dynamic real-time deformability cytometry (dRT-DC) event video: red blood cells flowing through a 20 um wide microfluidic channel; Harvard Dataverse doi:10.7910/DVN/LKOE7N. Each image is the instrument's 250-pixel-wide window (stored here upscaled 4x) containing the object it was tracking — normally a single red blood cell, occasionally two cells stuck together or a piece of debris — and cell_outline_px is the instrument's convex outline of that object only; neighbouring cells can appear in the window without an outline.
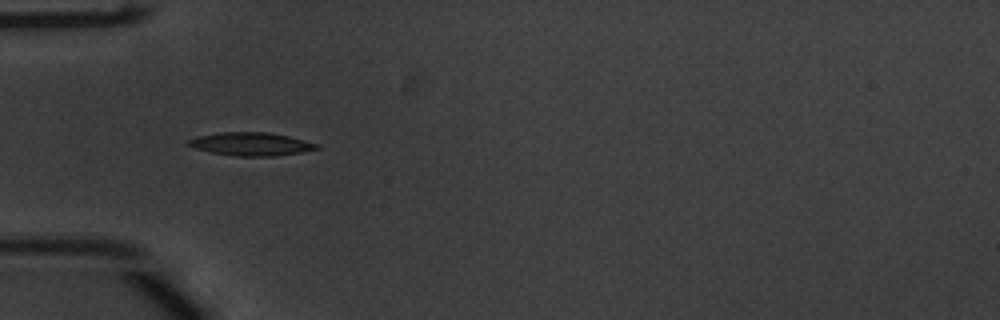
{"species": "common noctule bat (a hibernating species)", "species_latin": "Nyctalus noctula", "temperature_condition": "warm", "stored_images_in_passage": 37, "camera_frame_rate_fps": 3000, "um_per_image_px": 0.085, "animal": {"sex": "male", "body_mass_g": 20.1, "forearm_length_mm": 53.5}, "frame": {"image": 1, "passage_image": 1, "time_ms": 0.0, "image_size_px": [1000, 320], "cell_outline_px": [[320, 148], [300, 152], [276, 156], [236, 156], [212, 152], [196, 148], [184, 144], [188, 140], [196, 136], [220, 132], [268, 132], [288, 136], [320, 144]], "centroid_in_image_um": [21.33, 12.23], "position_along_channel_um": 63.7, "area_um2": 17.34}}
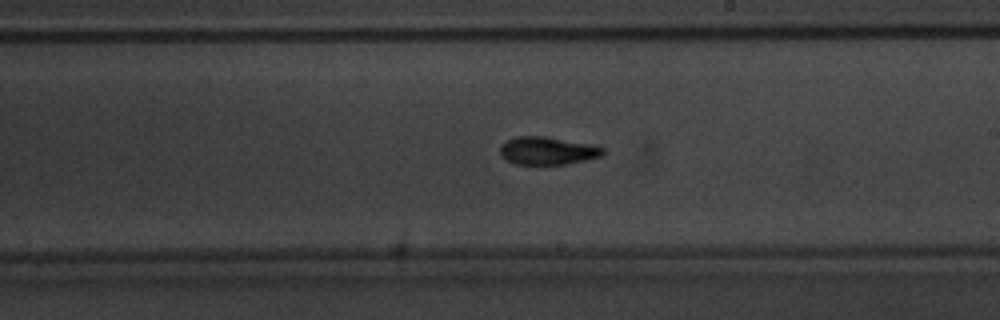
{"frame": {"image": 2, "passage_image": 15, "time_ms": 4.667, "image_size_px": [1000, 320], "cell_outline_px": [[604, 152], [600, 156], [584, 160], [564, 164], [516, 164], [508, 160], [500, 152], [500, 148], [508, 140], [516, 136], [544, 136], [596, 144], [604, 148]], "centroid_in_image_um": [46.59, 12.79], "position_along_channel_um": 242.4, "area_um2": 16.53}}
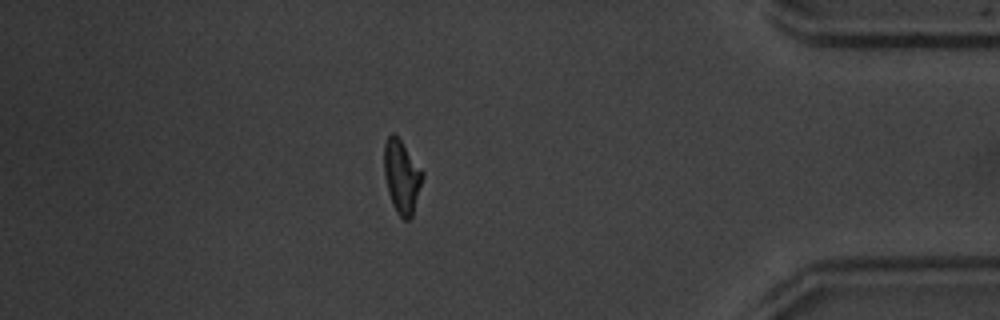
{"frame": {"image": 3, "passage_image": 30, "time_ms": 9.667, "image_size_px": [1000, 320], "cell_outline_px": [[424, 176], [412, 216], [408, 220], [404, 220], [396, 212], [392, 204], [388, 192], [384, 176], [384, 144], [388, 136], [392, 132], [400, 140], [424, 172]], "centroid_in_image_um": [34.14, 15.03], "position_along_channel_um": 401.1, "area_um2": 16.36}, "authors_computed_cell_mechanics": {"area_um2": 16.5308, "velocity_mm_per_s": 3.8647, "shape_relaxation_time_tau1_ms": 3.4485, "shape_relaxation_time_tau2_ms": 1.9765, "deformation_change_tau1": 0.1748, "deformation_change_tau2": 0.099}}